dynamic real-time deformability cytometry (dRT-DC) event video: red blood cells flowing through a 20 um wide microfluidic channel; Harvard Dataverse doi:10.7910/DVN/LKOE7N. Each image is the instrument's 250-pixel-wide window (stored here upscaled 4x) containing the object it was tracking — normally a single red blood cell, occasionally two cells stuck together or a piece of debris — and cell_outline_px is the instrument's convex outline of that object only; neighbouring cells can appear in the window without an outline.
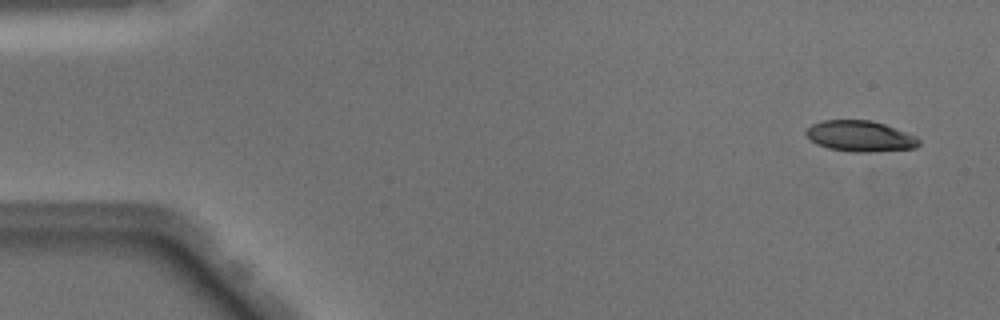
{"species": "Egyptian fruit bat (a non-hibernating species)", "species_latin": "Rousettus aegyptiacus", "temperature_condition": "warm", "stored_images_in_passage": 49, "camera_frame_rate_fps": 3000, "um_per_image_px": 0.085, "animal": {"sex": "male"}, "frame": {"image": 1, "passage_image": 2, "time_ms": 0.333, "image_size_px": [1000, 320], "cell_outline_px": [[920, 144], [916, 148], [872, 152], [852, 152], [828, 148], [816, 144], [804, 132], [812, 124], [824, 120], [872, 120], [884, 124], [916, 136], [920, 140]], "centroid_in_image_um": [73.12, 11.58], "position_along_channel_um": 11.9, "area_um2": 20.29}}
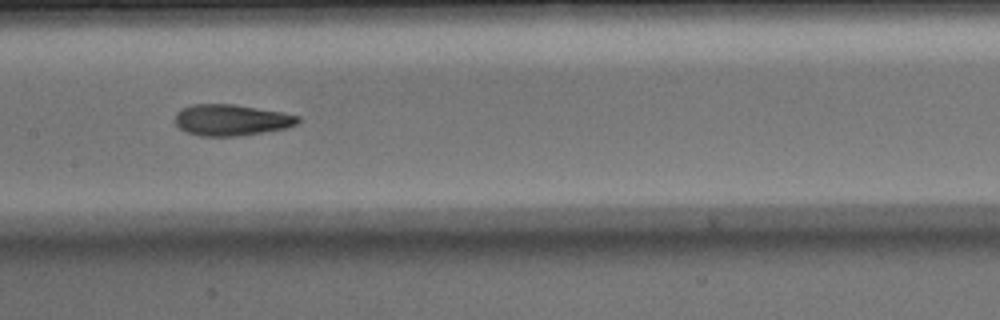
{"frame": {"image": 2, "passage_image": 24, "time_ms": 7.667, "image_size_px": [1000, 320], "cell_outline_px": [[300, 120], [296, 124], [284, 128], [264, 132], [236, 136], [200, 136], [188, 132], [180, 128], [176, 124], [176, 112], [192, 104], [236, 104], [284, 112], [300, 116]], "centroid_in_image_um": [19.69, 10.19], "position_along_channel_um": 187.7, "area_um2": 22.31}}
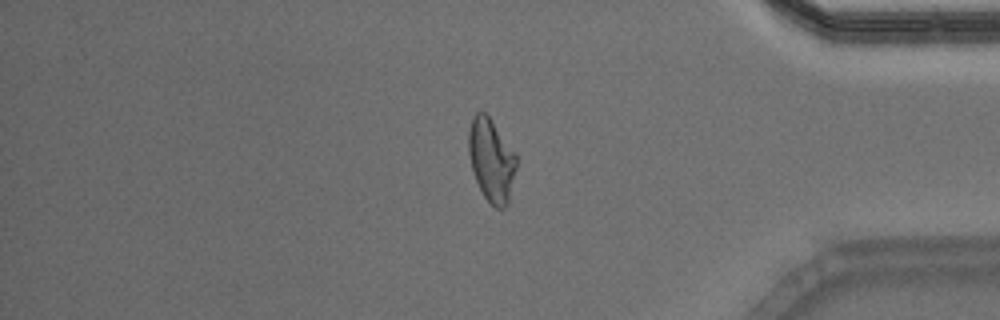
{"frame": {"image": 3, "passage_image": 41, "time_ms": 13.333, "image_size_px": [1000, 320], "cell_outline_px": [[516, 168], [508, 204], [504, 208], [496, 208], [484, 196], [476, 180], [472, 168], [468, 152], [468, 132], [472, 116], [476, 112], [484, 112], [488, 116], [516, 152]], "centroid_in_image_um": [41.76, 13.59], "position_along_channel_um": 393.4, "area_um2": 23.0}, "authors_computed_cell_mechanics": {"area_um2": 22.1374, "velocity_mm_per_s": 4.0716, "shape_relaxation_time_tau1_ms": 9.9374, "shape_relaxation_time_tau2_ms": 1.7651, "deformation_change_tau1": 0.2942, "deformation_change_tau2": 0.0946}}